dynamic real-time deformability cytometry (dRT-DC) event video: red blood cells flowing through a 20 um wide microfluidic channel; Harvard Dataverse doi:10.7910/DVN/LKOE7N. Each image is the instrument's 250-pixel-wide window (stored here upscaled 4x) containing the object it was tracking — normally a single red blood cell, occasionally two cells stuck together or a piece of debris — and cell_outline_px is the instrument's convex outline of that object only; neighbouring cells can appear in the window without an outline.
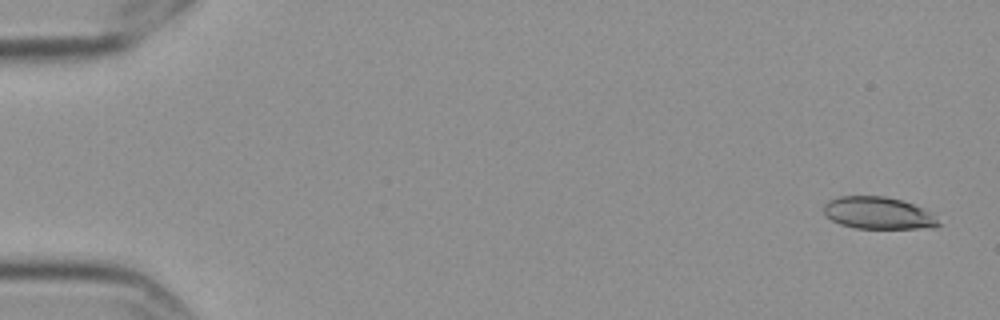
{"species": "Egyptian fruit bat (a non-hibernating species)", "species_latin": "Rousettus aegyptiacus", "temperature_condition": "cold", "stored_images_in_passage": 6, "camera_frame_rate_fps": 3000, "um_per_image_px": 0.085, "frame": {"image": 1, "passage_image": 1, "time_ms": 0.0, "image_size_px": [1000, 320], "cell_outline_px": [[940, 224], [936, 228], [856, 228], [840, 224], [832, 220], [824, 212], [824, 204], [828, 200], [840, 196], [884, 196], [900, 200], [912, 204], [928, 212]], "centroid_in_image_um": [74.6, 18.11], "position_along_channel_um": 10.4, "area_um2": 21.1}}